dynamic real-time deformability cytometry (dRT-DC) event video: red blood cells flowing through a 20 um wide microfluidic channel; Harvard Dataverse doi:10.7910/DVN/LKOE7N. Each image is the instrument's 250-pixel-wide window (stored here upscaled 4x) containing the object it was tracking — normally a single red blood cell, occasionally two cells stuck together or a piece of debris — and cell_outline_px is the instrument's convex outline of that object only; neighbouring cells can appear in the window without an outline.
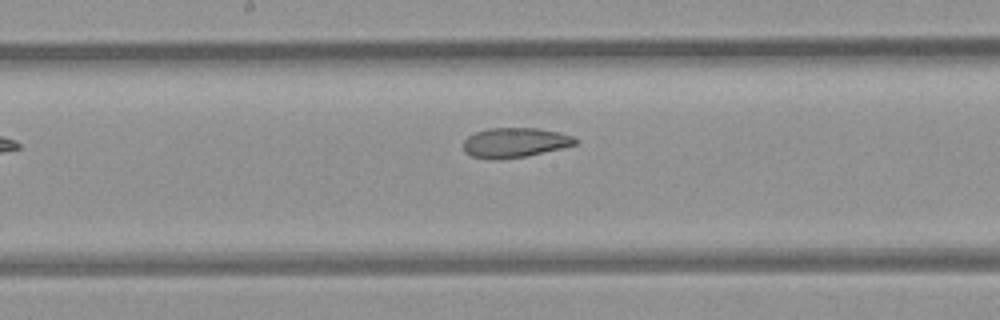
{"species": "common noctule bat (a hibernating species)", "species_latin": "Nyctalus noctula", "temperature_condition": "room temperature", "stored_images_in_passage": 7, "camera_frame_rate_fps": 3000, "um_per_image_px": 0.085, "animal": {"sex": "female", "body_mass_g": 21.9}, "frame": {"image": 1, "passage_image": 6, "time_ms": 6.0, "image_size_px": [1000, 320], "cell_outline_px": [[580, 140], [576, 144], [528, 156], [472, 156], [464, 152], [464, 140], [468, 136], [476, 132], [488, 128], [536, 128], [560, 132], [572, 136]], "centroid_in_image_um": [43.82, 12.06], "position_along_channel_um": 204.4, "area_um2": 18.61}}
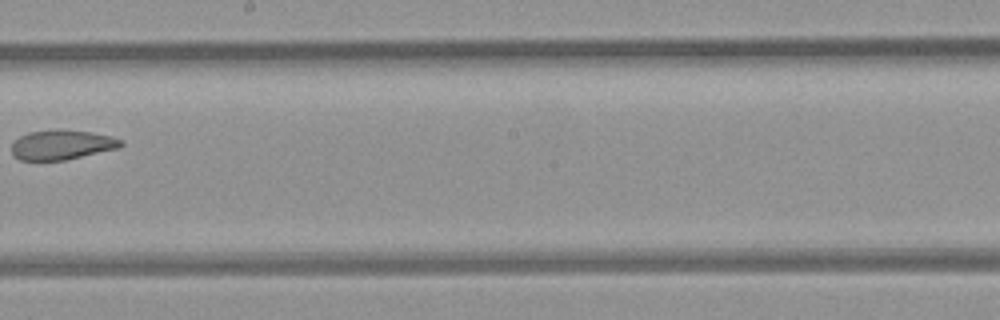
{"frame": {"image": 2, "passage_image": 7, "time_ms": 7.0, "image_size_px": [1000, 320], "cell_outline_px": [[124, 144], [120, 148], [64, 160], [20, 160], [12, 156], [12, 144], [20, 136], [28, 132], [56, 128], [92, 132], [112, 136], [124, 140]], "centroid_in_image_um": [5.28, 12.29], "position_along_channel_um": 242.9, "area_um2": 19.25}}